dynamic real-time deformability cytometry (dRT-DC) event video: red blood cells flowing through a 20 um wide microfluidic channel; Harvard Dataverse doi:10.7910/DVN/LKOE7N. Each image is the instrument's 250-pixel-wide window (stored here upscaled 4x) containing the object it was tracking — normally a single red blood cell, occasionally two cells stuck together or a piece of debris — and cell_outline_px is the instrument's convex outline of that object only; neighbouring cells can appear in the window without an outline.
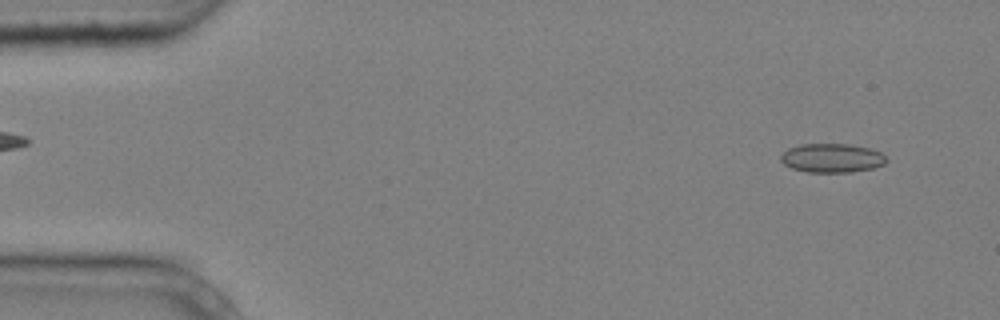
{"species": "common noctule bat (a hibernating species)", "species_latin": "Nyctalus noctula", "temperature_condition": "cold", "stored_images_in_passage": 3, "camera_frame_rate_fps": 3000, "um_per_image_px": 0.085, "animal": {"sex": "male", "body_mass_g": 20.4}, "frame": {"image": 1, "passage_image": 1, "time_ms": 0.0, "image_size_px": [1000, 320], "cell_outline_px": [[888, 160], [884, 164], [872, 168], [852, 172], [808, 172], [792, 168], [784, 164], [780, 160], [780, 156], [788, 148], [800, 144], [848, 144], [872, 148], [880, 152]], "centroid_in_image_um": [70.71, 13.43], "position_along_channel_um": 14.3, "area_um2": 17.86}}
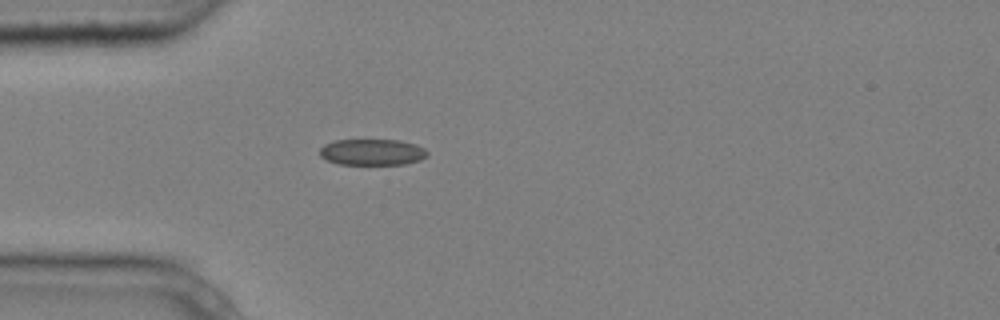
{"frame": {"image": 2, "passage_image": 3, "time_ms": 0.667, "image_size_px": [1000, 320], "cell_outline_px": [[428, 156], [420, 160], [404, 164], [340, 164], [328, 160], [320, 156], [320, 148], [324, 144], [336, 140], [400, 140], [416, 144], [424, 148], [428, 152]], "centroid_in_image_um": [31.66, 12.92], "position_along_channel_um": 53.3, "area_um2": 16.42}}